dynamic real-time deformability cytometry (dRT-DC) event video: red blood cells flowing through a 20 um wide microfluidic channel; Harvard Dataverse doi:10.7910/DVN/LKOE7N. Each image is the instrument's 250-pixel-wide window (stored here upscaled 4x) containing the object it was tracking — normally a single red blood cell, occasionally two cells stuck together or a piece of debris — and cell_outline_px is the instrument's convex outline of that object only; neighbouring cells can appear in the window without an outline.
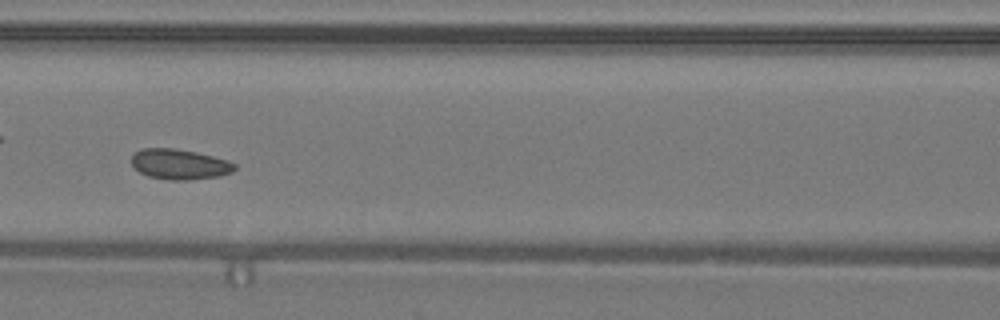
{"species": "common noctule bat (a hibernating species)", "species_latin": "Nyctalus noctula", "temperature_condition": "warm", "stored_images_in_passage": 41, "camera_frame_rate_fps": 3000, "um_per_image_px": 0.085, "animal": {"sex": "male", "body_mass_g": 19.2, "forearm_length_mm": 51.8}, "frame": {"image": 1, "passage_image": 18, "time_ms": 5.667, "image_size_px": [1000, 320], "cell_outline_px": [[236, 168], [232, 172], [220, 176], [188, 180], [168, 180], [148, 176], [140, 172], [132, 164], [132, 156], [140, 148], [172, 148], [196, 152], [228, 160], [236, 164]], "centroid_in_image_um": [15.28, 13.96], "position_along_channel_um": 151.3, "area_um2": 18.21}}
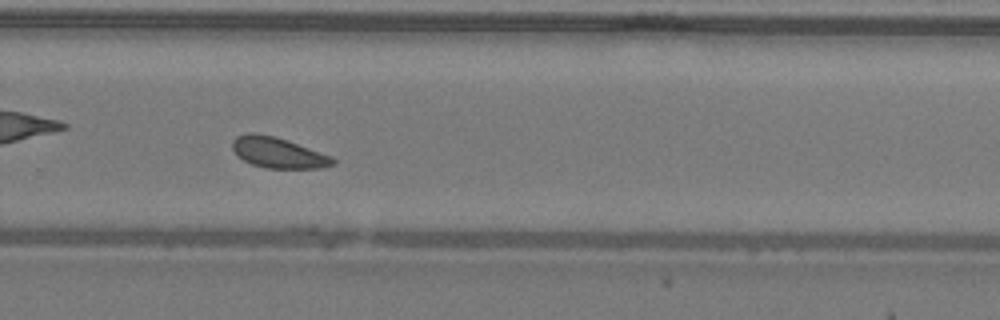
{"frame": {"image": 2, "passage_image": 29, "time_ms": 9.333, "image_size_px": [1000, 320], "cell_outline_px": [[336, 164], [320, 168], [264, 168], [252, 164], [236, 156], [232, 148], [232, 140], [236, 136], [248, 132], [256, 132], [276, 136], [332, 156], [336, 160]], "centroid_in_image_um": [23.61, 12.96], "position_along_channel_um": 306.2, "area_um2": 18.21}}